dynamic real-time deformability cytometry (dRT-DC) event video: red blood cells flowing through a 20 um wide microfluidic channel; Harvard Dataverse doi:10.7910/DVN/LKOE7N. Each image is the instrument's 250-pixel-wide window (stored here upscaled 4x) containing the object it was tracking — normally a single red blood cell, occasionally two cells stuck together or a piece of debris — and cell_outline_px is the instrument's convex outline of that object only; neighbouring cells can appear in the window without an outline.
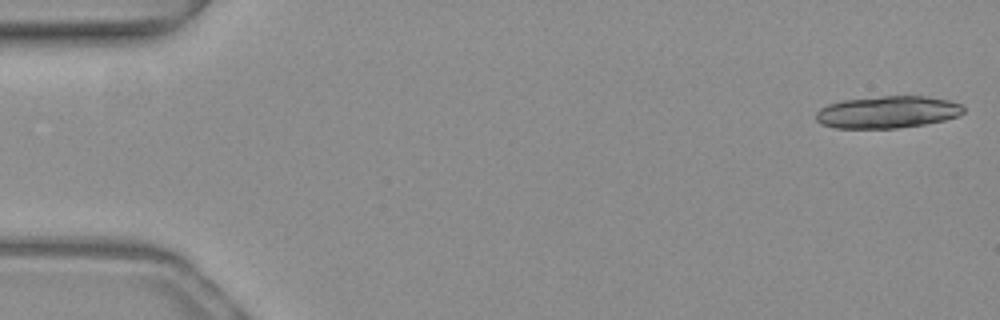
{"species": "common noctule bat (a hibernating species)", "species_latin": "Nyctalus noctula", "temperature_condition": "warm", "stored_images_in_passage": 9, "camera_frame_rate_fps": 3000, "um_per_image_px": 0.085, "animal": {"sex": "female", "body_mass_g": 19.3, "forearm_length_mm": 54.1}, "frame": {"image": 1, "passage_image": 1, "time_ms": 0.0, "image_size_px": [1000, 320], "cell_outline_px": [[964, 112], [960, 116], [944, 120], [924, 124], [896, 128], [836, 128], [820, 124], [816, 120], [816, 112], [820, 108], [828, 104], [844, 100], [880, 96], [924, 96], [948, 100], [960, 104], [964, 108]], "centroid_in_image_um": [75.43, 9.53], "position_along_channel_um": 9.6, "area_um2": 27.63}}